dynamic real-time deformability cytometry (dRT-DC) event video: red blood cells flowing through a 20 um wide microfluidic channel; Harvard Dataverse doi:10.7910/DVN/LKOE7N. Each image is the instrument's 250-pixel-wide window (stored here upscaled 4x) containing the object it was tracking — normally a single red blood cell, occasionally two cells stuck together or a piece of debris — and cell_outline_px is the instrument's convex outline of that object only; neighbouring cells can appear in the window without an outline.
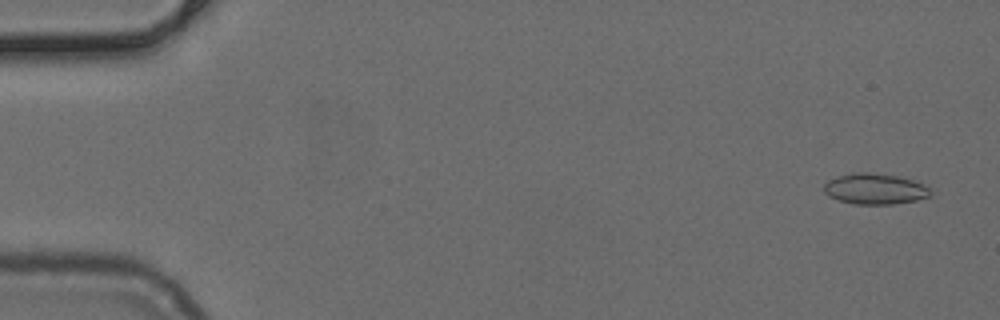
{"species": "common noctule bat (a hibernating species)", "species_latin": "Nyctalus noctula", "temperature_condition": "cold", "stored_images_in_passage": 51, "camera_frame_rate_fps": 3000, "um_per_image_px": 0.085, "animal": {"sex": "female", "body_mass_g": 24.6, "forearm_length_mm": 56.2}, "frame": {"image": 1, "passage_image": 3, "time_ms": 0.667, "image_size_px": [1000, 320], "cell_outline_px": [[932, 196], [916, 200], [892, 204], [856, 204], [840, 200], [828, 196], [824, 192], [824, 184], [828, 180], [852, 172], [860, 172], [896, 176], [912, 180], [928, 188], [932, 192]], "centroid_in_image_um": [74.35, 16.07], "position_along_channel_um": 10.6, "area_um2": 18.79}}
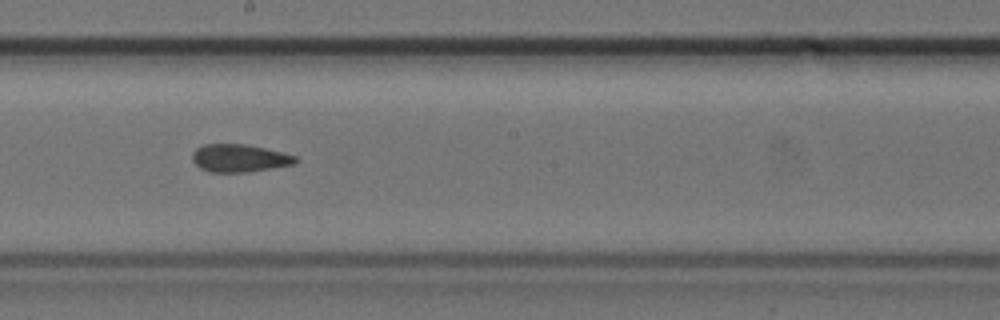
{"frame": {"image": 2, "passage_image": 29, "time_ms": 9.333, "image_size_px": [1000, 320], "cell_outline_px": [[300, 160], [296, 164], [248, 172], [208, 172], [200, 168], [192, 160], [192, 152], [196, 148], [204, 144], [248, 144], [296, 156]], "centroid_in_image_um": [20.35, 13.44], "position_along_channel_um": 227.9, "area_um2": 16.82}}
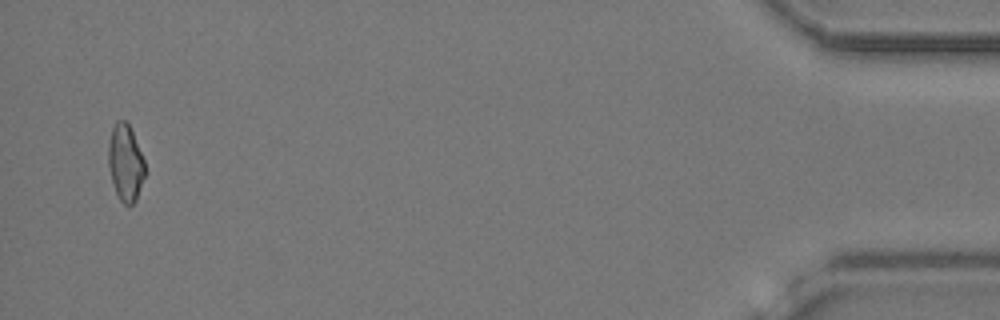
{"frame": {"image": 3, "passage_image": 50, "time_ms": 16.333, "image_size_px": [1000, 320], "cell_outline_px": [[144, 176], [136, 200], [132, 204], [124, 204], [120, 200], [116, 192], [108, 168], [108, 144], [112, 128], [116, 120], [124, 120], [128, 124], [132, 132], [144, 160]], "centroid_in_image_um": [10.64, 13.82], "position_along_channel_um": 424.6, "area_um2": 16.07}}